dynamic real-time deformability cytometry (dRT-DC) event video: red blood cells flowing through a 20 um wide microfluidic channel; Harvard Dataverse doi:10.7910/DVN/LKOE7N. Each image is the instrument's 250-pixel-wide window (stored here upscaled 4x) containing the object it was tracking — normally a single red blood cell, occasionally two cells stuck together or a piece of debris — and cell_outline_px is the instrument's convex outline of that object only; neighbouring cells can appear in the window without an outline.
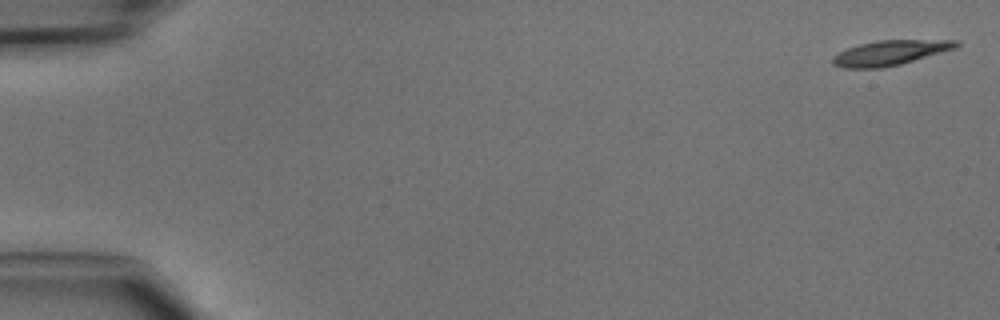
{"species": "common noctule bat (a hibernating species)", "species_latin": "Nyctalus noctula", "temperature_condition": "cold", "stored_images_in_passage": 47, "camera_frame_rate_fps": 3000, "um_per_image_px": 0.085, "animal": {"sex": "male", "body_mass_g": 15.6}, "frame": {"image": 1, "passage_image": 1, "time_ms": 0.0, "image_size_px": [1000, 320], "cell_outline_px": [[960, 44], [956, 48], [900, 64], [880, 68], [844, 68], [832, 64], [832, 56], [848, 48], [860, 44], [876, 40], [960, 40]], "centroid_in_image_um": [75.66, 4.48], "position_along_channel_um": 9.3, "area_um2": 17.8}}
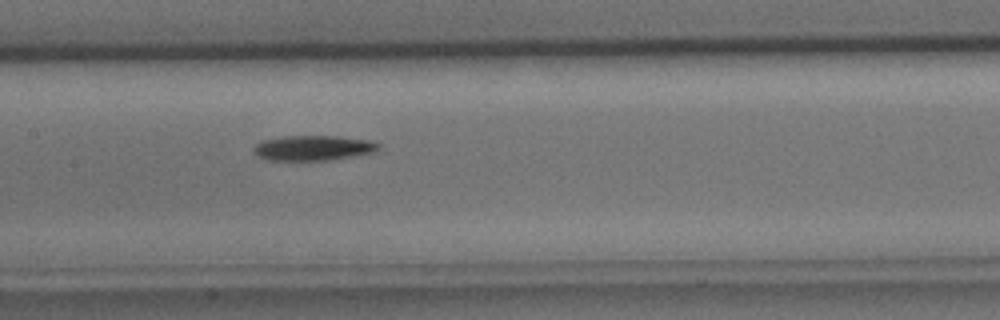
{"frame": {"image": 2, "passage_image": 23, "time_ms": 7.333, "image_size_px": [1000, 320], "cell_outline_px": [[380, 148], [372, 152], [332, 160], [264, 160], [256, 156], [252, 152], [252, 148], [256, 144], [264, 140], [284, 136], [340, 136], [368, 140], [380, 144]], "centroid_in_image_um": [26.56, 12.58], "position_along_channel_um": 180.8, "area_um2": 18.32}}
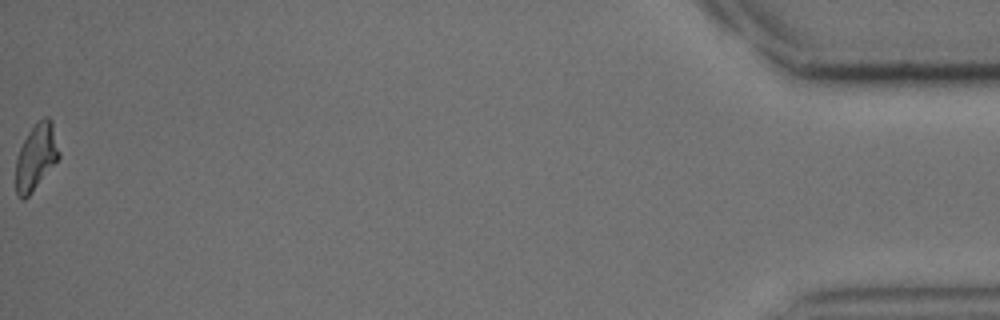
{"frame": {"image": 3, "passage_image": 47, "time_ms": 15.333, "image_size_px": [1000, 320], "cell_outline_px": [[60, 156], [28, 196], [24, 200], [16, 192], [16, 160], [20, 148], [28, 132], [36, 120], [44, 116], [48, 116], [52, 120], [60, 152]], "centroid_in_image_um": [3.08, 13.26], "position_along_channel_um": 432.1, "area_um2": 16.47}}